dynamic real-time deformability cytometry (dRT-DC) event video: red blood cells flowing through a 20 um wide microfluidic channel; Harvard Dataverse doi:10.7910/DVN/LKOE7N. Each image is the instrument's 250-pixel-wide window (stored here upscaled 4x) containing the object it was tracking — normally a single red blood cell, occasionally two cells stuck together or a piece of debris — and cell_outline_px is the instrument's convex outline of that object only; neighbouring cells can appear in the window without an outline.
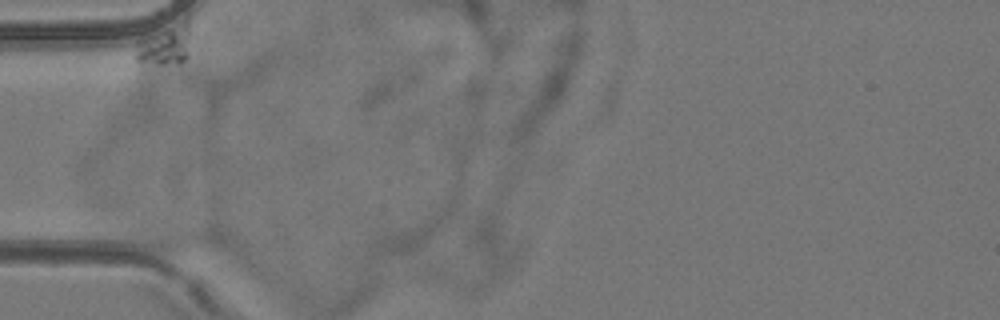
{"species": "common noctule bat (a hibernating species)", "species_latin": "Nyctalus noctula", "temperature_condition": "room temperature", "stored_images_in_passage": 2, "camera_frame_rate_fps": 3000, "um_per_image_px": 0.085, "animal": {"sex": "female", "body_mass_g": 24.6, "forearm_length_mm": 56.2}, "frame": {"image": 1, "passage_image": 1, "time_ms": 0.0, "image_size_px": [1000, 320], "cell_outline_px": [[188, 56], [180, 64], [160, 64], [136, 60], [136, 40], [184, 16], [188, 16]], "centroid_in_image_um": [14.04, 3.74], "position_along_channel_um": 71.0, "area_um2": 13.29}}